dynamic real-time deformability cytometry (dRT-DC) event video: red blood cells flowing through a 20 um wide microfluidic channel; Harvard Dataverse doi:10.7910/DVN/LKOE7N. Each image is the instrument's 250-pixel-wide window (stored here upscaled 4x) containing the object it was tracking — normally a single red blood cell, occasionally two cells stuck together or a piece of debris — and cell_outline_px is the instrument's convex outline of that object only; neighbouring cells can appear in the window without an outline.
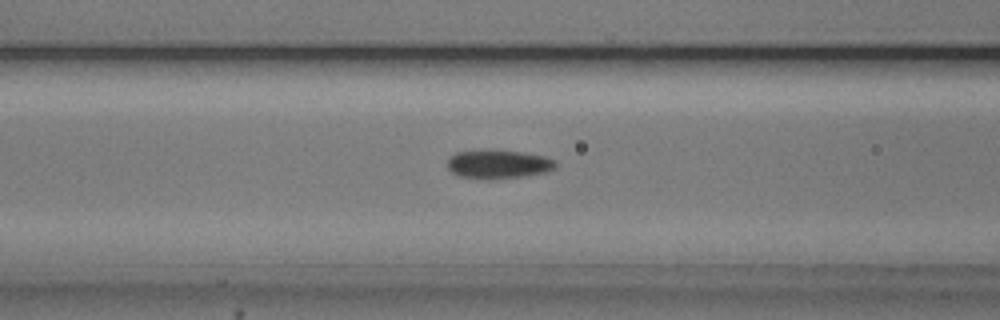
{"species": "common noctule bat (a hibernating species)", "species_latin": "Nyctalus noctula", "temperature_condition": "cold", "stored_images_in_passage": 54, "camera_frame_rate_fps": 3000, "um_per_image_px": 0.085, "animal": {"sex": "male", "body_mass_g": 20.5, "forearm_length_mm": 52.5}, "frame": {"image": 1, "passage_image": 22, "time_ms": 7.0, "image_size_px": [1000, 320], "cell_outline_px": [[556, 168], [548, 172], [492, 180], [484, 180], [460, 176], [452, 172], [448, 168], [448, 160], [456, 152], [520, 152], [544, 156], [556, 160]], "centroid_in_image_um": [42.4, 14.01], "position_along_channel_um": 124.2, "area_um2": 17.57}}
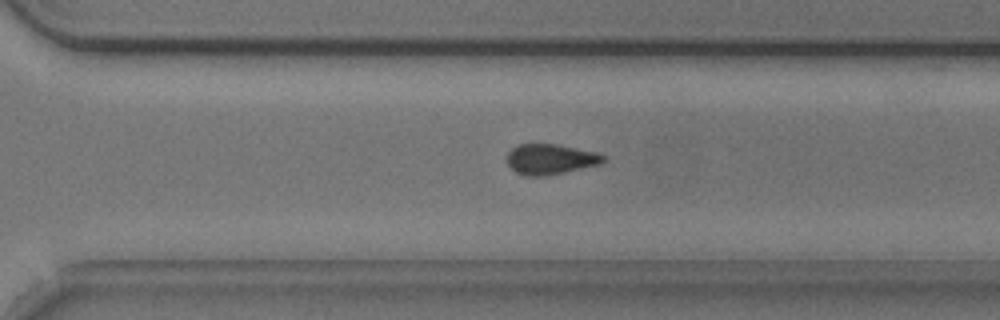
{"frame": {"image": 2, "passage_image": 38, "time_ms": 12.333, "image_size_px": [1000, 320], "cell_outline_px": [[608, 160], [600, 164], [564, 172], [544, 176], [528, 176], [516, 172], [508, 164], [508, 152], [516, 144], [556, 144], [596, 152], [604, 156]], "centroid_in_image_um": [46.79, 13.52], "position_along_channel_um": 323.8, "area_um2": 16.94}}
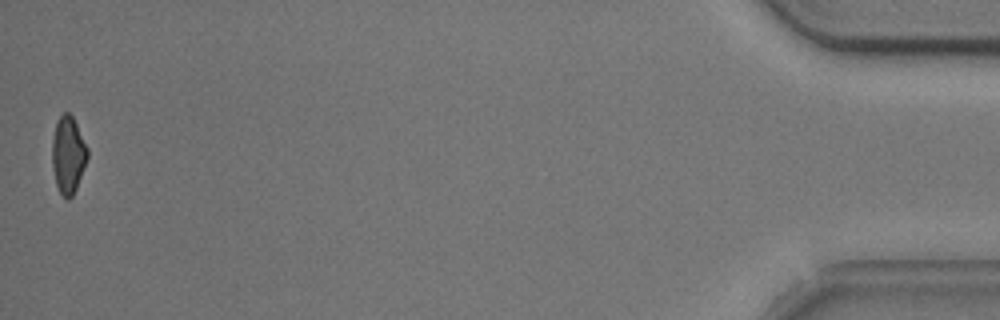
{"frame": {"image": 3, "passage_image": 54, "time_ms": 17.667, "image_size_px": [1000, 320], "cell_outline_px": [[88, 156], [76, 188], [72, 196], [68, 200], [60, 192], [56, 184], [52, 168], [52, 140], [56, 120], [64, 112], [68, 112], [72, 116], [88, 148]], "centroid_in_image_um": [5.77, 13.14], "position_along_channel_um": 429.4, "area_um2": 15.78}, "authors_computed_cell_mechanics": {"area_um2": 17.7157, "velocity_mm_per_s": 3.7536, "shape_relaxation_time_tau1_ms": 6.0956, "shape_relaxation_time_tau2_ms": 6.3957, "deformation_change_tau1": 0.1116, "deformation_change_tau2": 0.1276}}